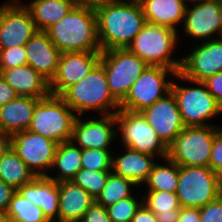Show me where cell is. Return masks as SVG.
<instances>
[{"mask_svg": "<svg viewBox=\"0 0 222 222\" xmlns=\"http://www.w3.org/2000/svg\"><path fill=\"white\" fill-rule=\"evenodd\" d=\"M94 10L101 51L127 48L146 23L137 3L115 0Z\"/></svg>", "mask_w": 222, "mask_h": 222, "instance_id": "6da1fadb", "label": "cell"}, {"mask_svg": "<svg viewBox=\"0 0 222 222\" xmlns=\"http://www.w3.org/2000/svg\"><path fill=\"white\" fill-rule=\"evenodd\" d=\"M46 32L62 53L101 51L93 8L76 4Z\"/></svg>", "mask_w": 222, "mask_h": 222, "instance_id": "7a4b0ae2", "label": "cell"}, {"mask_svg": "<svg viewBox=\"0 0 222 222\" xmlns=\"http://www.w3.org/2000/svg\"><path fill=\"white\" fill-rule=\"evenodd\" d=\"M60 97L80 116L89 111L109 115L120 110V103L110 92L106 72L100 62L83 79L68 87Z\"/></svg>", "mask_w": 222, "mask_h": 222, "instance_id": "3957f363", "label": "cell"}, {"mask_svg": "<svg viewBox=\"0 0 222 222\" xmlns=\"http://www.w3.org/2000/svg\"><path fill=\"white\" fill-rule=\"evenodd\" d=\"M178 35V31L171 28L146 22L127 49L148 65L179 72L182 58L172 55L178 44Z\"/></svg>", "mask_w": 222, "mask_h": 222, "instance_id": "277c9868", "label": "cell"}, {"mask_svg": "<svg viewBox=\"0 0 222 222\" xmlns=\"http://www.w3.org/2000/svg\"><path fill=\"white\" fill-rule=\"evenodd\" d=\"M174 78L194 84V87H185L172 82L171 91L177 100L184 126H211L212 124L207 121L222 113V107L208 91L206 85L203 82L189 80L179 72Z\"/></svg>", "mask_w": 222, "mask_h": 222, "instance_id": "5b68a950", "label": "cell"}, {"mask_svg": "<svg viewBox=\"0 0 222 222\" xmlns=\"http://www.w3.org/2000/svg\"><path fill=\"white\" fill-rule=\"evenodd\" d=\"M76 118L75 112L60 96L50 95L36 104L27 130L60 144L71 140Z\"/></svg>", "mask_w": 222, "mask_h": 222, "instance_id": "8992f818", "label": "cell"}, {"mask_svg": "<svg viewBox=\"0 0 222 222\" xmlns=\"http://www.w3.org/2000/svg\"><path fill=\"white\" fill-rule=\"evenodd\" d=\"M219 125L184 127L168 146L167 157L179 166L209 167L210 153Z\"/></svg>", "mask_w": 222, "mask_h": 222, "instance_id": "52a82bcc", "label": "cell"}, {"mask_svg": "<svg viewBox=\"0 0 222 222\" xmlns=\"http://www.w3.org/2000/svg\"><path fill=\"white\" fill-rule=\"evenodd\" d=\"M222 194V179L210 168L179 166L176 195L181 207L201 208Z\"/></svg>", "mask_w": 222, "mask_h": 222, "instance_id": "ba28073f", "label": "cell"}, {"mask_svg": "<svg viewBox=\"0 0 222 222\" xmlns=\"http://www.w3.org/2000/svg\"><path fill=\"white\" fill-rule=\"evenodd\" d=\"M100 63L106 72L110 92L119 103L125 99L131 86L148 66L127 48L101 51Z\"/></svg>", "mask_w": 222, "mask_h": 222, "instance_id": "9c48e42d", "label": "cell"}, {"mask_svg": "<svg viewBox=\"0 0 222 222\" xmlns=\"http://www.w3.org/2000/svg\"><path fill=\"white\" fill-rule=\"evenodd\" d=\"M117 133L123 146L144 154L164 159L168 155V147L158 137L152 126L141 112L120 109L116 113Z\"/></svg>", "mask_w": 222, "mask_h": 222, "instance_id": "30bf717a", "label": "cell"}, {"mask_svg": "<svg viewBox=\"0 0 222 222\" xmlns=\"http://www.w3.org/2000/svg\"><path fill=\"white\" fill-rule=\"evenodd\" d=\"M168 74L175 76L177 71L167 67L148 65L120 103V109L141 112L152 106L157 100L171 92L173 81L167 79Z\"/></svg>", "mask_w": 222, "mask_h": 222, "instance_id": "8fae6325", "label": "cell"}, {"mask_svg": "<svg viewBox=\"0 0 222 222\" xmlns=\"http://www.w3.org/2000/svg\"><path fill=\"white\" fill-rule=\"evenodd\" d=\"M10 147L34 175L40 177L47 176L46 171L52 168L58 143L25 130L10 137Z\"/></svg>", "mask_w": 222, "mask_h": 222, "instance_id": "7c38bea8", "label": "cell"}, {"mask_svg": "<svg viewBox=\"0 0 222 222\" xmlns=\"http://www.w3.org/2000/svg\"><path fill=\"white\" fill-rule=\"evenodd\" d=\"M37 31L23 2L7 0L0 5V49L25 45Z\"/></svg>", "mask_w": 222, "mask_h": 222, "instance_id": "4fadbf2b", "label": "cell"}, {"mask_svg": "<svg viewBox=\"0 0 222 222\" xmlns=\"http://www.w3.org/2000/svg\"><path fill=\"white\" fill-rule=\"evenodd\" d=\"M222 71V37L197 43L193 50L182 56L179 73L185 78L203 82Z\"/></svg>", "mask_w": 222, "mask_h": 222, "instance_id": "5bb4252c", "label": "cell"}, {"mask_svg": "<svg viewBox=\"0 0 222 222\" xmlns=\"http://www.w3.org/2000/svg\"><path fill=\"white\" fill-rule=\"evenodd\" d=\"M182 28L185 35L194 40H200V42L201 40L205 42L217 39L213 38L216 34L221 38L222 24L219 0H204L192 4L191 7L187 5Z\"/></svg>", "mask_w": 222, "mask_h": 222, "instance_id": "9a60e30c", "label": "cell"}, {"mask_svg": "<svg viewBox=\"0 0 222 222\" xmlns=\"http://www.w3.org/2000/svg\"><path fill=\"white\" fill-rule=\"evenodd\" d=\"M77 116L71 141L81 149H110L117 136L116 114L101 115L100 118L84 120Z\"/></svg>", "mask_w": 222, "mask_h": 222, "instance_id": "2e32d148", "label": "cell"}, {"mask_svg": "<svg viewBox=\"0 0 222 222\" xmlns=\"http://www.w3.org/2000/svg\"><path fill=\"white\" fill-rule=\"evenodd\" d=\"M101 59V51L61 53L56 73L49 82L51 95L60 96L83 79Z\"/></svg>", "mask_w": 222, "mask_h": 222, "instance_id": "e0dca14e", "label": "cell"}, {"mask_svg": "<svg viewBox=\"0 0 222 222\" xmlns=\"http://www.w3.org/2000/svg\"><path fill=\"white\" fill-rule=\"evenodd\" d=\"M141 113L167 147L185 127L172 91Z\"/></svg>", "mask_w": 222, "mask_h": 222, "instance_id": "ac0fdd59", "label": "cell"}, {"mask_svg": "<svg viewBox=\"0 0 222 222\" xmlns=\"http://www.w3.org/2000/svg\"><path fill=\"white\" fill-rule=\"evenodd\" d=\"M27 64L49 82L54 77L61 51L50 40L47 32L37 31L25 44Z\"/></svg>", "mask_w": 222, "mask_h": 222, "instance_id": "d6986e66", "label": "cell"}, {"mask_svg": "<svg viewBox=\"0 0 222 222\" xmlns=\"http://www.w3.org/2000/svg\"><path fill=\"white\" fill-rule=\"evenodd\" d=\"M17 191L33 205L40 207L49 222L58 221L59 182L47 176L35 177Z\"/></svg>", "mask_w": 222, "mask_h": 222, "instance_id": "ffe728a7", "label": "cell"}, {"mask_svg": "<svg viewBox=\"0 0 222 222\" xmlns=\"http://www.w3.org/2000/svg\"><path fill=\"white\" fill-rule=\"evenodd\" d=\"M0 74L19 96L43 99L51 95L49 81L28 64L3 69Z\"/></svg>", "mask_w": 222, "mask_h": 222, "instance_id": "44dd1931", "label": "cell"}, {"mask_svg": "<svg viewBox=\"0 0 222 222\" xmlns=\"http://www.w3.org/2000/svg\"><path fill=\"white\" fill-rule=\"evenodd\" d=\"M95 202L82 187L72 181L59 182V222H79Z\"/></svg>", "mask_w": 222, "mask_h": 222, "instance_id": "7402d4cb", "label": "cell"}, {"mask_svg": "<svg viewBox=\"0 0 222 222\" xmlns=\"http://www.w3.org/2000/svg\"><path fill=\"white\" fill-rule=\"evenodd\" d=\"M40 98L18 96L0 108V129L11 137L29 128Z\"/></svg>", "mask_w": 222, "mask_h": 222, "instance_id": "603a6c76", "label": "cell"}, {"mask_svg": "<svg viewBox=\"0 0 222 222\" xmlns=\"http://www.w3.org/2000/svg\"><path fill=\"white\" fill-rule=\"evenodd\" d=\"M125 152L112 155V172L142 186L153 169L155 157L122 146Z\"/></svg>", "mask_w": 222, "mask_h": 222, "instance_id": "cb8c5ba5", "label": "cell"}, {"mask_svg": "<svg viewBox=\"0 0 222 222\" xmlns=\"http://www.w3.org/2000/svg\"><path fill=\"white\" fill-rule=\"evenodd\" d=\"M140 6L146 22L175 31H178V24L183 25L187 5L182 0H145Z\"/></svg>", "mask_w": 222, "mask_h": 222, "instance_id": "d4e9b609", "label": "cell"}, {"mask_svg": "<svg viewBox=\"0 0 222 222\" xmlns=\"http://www.w3.org/2000/svg\"><path fill=\"white\" fill-rule=\"evenodd\" d=\"M76 0H31L29 9L38 31L46 32L76 5Z\"/></svg>", "mask_w": 222, "mask_h": 222, "instance_id": "484cf974", "label": "cell"}, {"mask_svg": "<svg viewBox=\"0 0 222 222\" xmlns=\"http://www.w3.org/2000/svg\"><path fill=\"white\" fill-rule=\"evenodd\" d=\"M82 149L71 140L58 144L51 169H58L57 174L48 178L58 182L71 181L81 166Z\"/></svg>", "mask_w": 222, "mask_h": 222, "instance_id": "4316f807", "label": "cell"}, {"mask_svg": "<svg viewBox=\"0 0 222 222\" xmlns=\"http://www.w3.org/2000/svg\"><path fill=\"white\" fill-rule=\"evenodd\" d=\"M36 176L9 146L0 158V179L18 190Z\"/></svg>", "mask_w": 222, "mask_h": 222, "instance_id": "83f0119b", "label": "cell"}, {"mask_svg": "<svg viewBox=\"0 0 222 222\" xmlns=\"http://www.w3.org/2000/svg\"><path fill=\"white\" fill-rule=\"evenodd\" d=\"M166 164L155 163L148 179L144 183L147 191H169L176 193L179 178V165L168 157ZM168 163V164H167Z\"/></svg>", "mask_w": 222, "mask_h": 222, "instance_id": "f1b7e54d", "label": "cell"}, {"mask_svg": "<svg viewBox=\"0 0 222 222\" xmlns=\"http://www.w3.org/2000/svg\"><path fill=\"white\" fill-rule=\"evenodd\" d=\"M136 186L131 180L111 172L101 193L95 199V202L104 207H108L122 199L131 197L133 195L131 188Z\"/></svg>", "mask_w": 222, "mask_h": 222, "instance_id": "f546056e", "label": "cell"}, {"mask_svg": "<svg viewBox=\"0 0 222 222\" xmlns=\"http://www.w3.org/2000/svg\"><path fill=\"white\" fill-rule=\"evenodd\" d=\"M6 215L10 222H49L42 209L16 191L9 203Z\"/></svg>", "mask_w": 222, "mask_h": 222, "instance_id": "4dcf8cb0", "label": "cell"}, {"mask_svg": "<svg viewBox=\"0 0 222 222\" xmlns=\"http://www.w3.org/2000/svg\"><path fill=\"white\" fill-rule=\"evenodd\" d=\"M112 170H87L81 168L71 181L86 190L93 198L101 193Z\"/></svg>", "mask_w": 222, "mask_h": 222, "instance_id": "1f68e13d", "label": "cell"}, {"mask_svg": "<svg viewBox=\"0 0 222 222\" xmlns=\"http://www.w3.org/2000/svg\"><path fill=\"white\" fill-rule=\"evenodd\" d=\"M141 197L143 204L153 213H166L169 210L181 209V204L176 193L169 191H145Z\"/></svg>", "mask_w": 222, "mask_h": 222, "instance_id": "d6a6232c", "label": "cell"}, {"mask_svg": "<svg viewBox=\"0 0 222 222\" xmlns=\"http://www.w3.org/2000/svg\"><path fill=\"white\" fill-rule=\"evenodd\" d=\"M111 149H82L81 166L87 170H112Z\"/></svg>", "mask_w": 222, "mask_h": 222, "instance_id": "836d02e7", "label": "cell"}, {"mask_svg": "<svg viewBox=\"0 0 222 222\" xmlns=\"http://www.w3.org/2000/svg\"><path fill=\"white\" fill-rule=\"evenodd\" d=\"M134 194L131 197L122 199L117 203L110 205L107 208L109 217L112 222H131L136 211L143 204V201H138Z\"/></svg>", "mask_w": 222, "mask_h": 222, "instance_id": "e575fe53", "label": "cell"}, {"mask_svg": "<svg viewBox=\"0 0 222 222\" xmlns=\"http://www.w3.org/2000/svg\"><path fill=\"white\" fill-rule=\"evenodd\" d=\"M27 64L25 45L0 49V72L3 69H11Z\"/></svg>", "mask_w": 222, "mask_h": 222, "instance_id": "d590c367", "label": "cell"}, {"mask_svg": "<svg viewBox=\"0 0 222 222\" xmlns=\"http://www.w3.org/2000/svg\"><path fill=\"white\" fill-rule=\"evenodd\" d=\"M200 222H222V194L199 208Z\"/></svg>", "mask_w": 222, "mask_h": 222, "instance_id": "8d00e7d4", "label": "cell"}, {"mask_svg": "<svg viewBox=\"0 0 222 222\" xmlns=\"http://www.w3.org/2000/svg\"><path fill=\"white\" fill-rule=\"evenodd\" d=\"M209 167L222 179V128L215 135Z\"/></svg>", "mask_w": 222, "mask_h": 222, "instance_id": "74e56055", "label": "cell"}, {"mask_svg": "<svg viewBox=\"0 0 222 222\" xmlns=\"http://www.w3.org/2000/svg\"><path fill=\"white\" fill-rule=\"evenodd\" d=\"M79 222H112L107 208L94 202Z\"/></svg>", "mask_w": 222, "mask_h": 222, "instance_id": "f35d334b", "label": "cell"}, {"mask_svg": "<svg viewBox=\"0 0 222 222\" xmlns=\"http://www.w3.org/2000/svg\"><path fill=\"white\" fill-rule=\"evenodd\" d=\"M208 91L222 107V71L203 81Z\"/></svg>", "mask_w": 222, "mask_h": 222, "instance_id": "ab89813d", "label": "cell"}, {"mask_svg": "<svg viewBox=\"0 0 222 222\" xmlns=\"http://www.w3.org/2000/svg\"><path fill=\"white\" fill-rule=\"evenodd\" d=\"M17 190L0 179V212L6 213L13 194Z\"/></svg>", "mask_w": 222, "mask_h": 222, "instance_id": "60d3db41", "label": "cell"}, {"mask_svg": "<svg viewBox=\"0 0 222 222\" xmlns=\"http://www.w3.org/2000/svg\"><path fill=\"white\" fill-rule=\"evenodd\" d=\"M19 95L16 91L5 81V79L0 74V108L16 99Z\"/></svg>", "mask_w": 222, "mask_h": 222, "instance_id": "b9f144b4", "label": "cell"}, {"mask_svg": "<svg viewBox=\"0 0 222 222\" xmlns=\"http://www.w3.org/2000/svg\"><path fill=\"white\" fill-rule=\"evenodd\" d=\"M177 222H200L199 208L181 207Z\"/></svg>", "mask_w": 222, "mask_h": 222, "instance_id": "7bdbcfd3", "label": "cell"}, {"mask_svg": "<svg viewBox=\"0 0 222 222\" xmlns=\"http://www.w3.org/2000/svg\"><path fill=\"white\" fill-rule=\"evenodd\" d=\"M131 222H158L155 214L144 204L136 211Z\"/></svg>", "mask_w": 222, "mask_h": 222, "instance_id": "ee69618b", "label": "cell"}, {"mask_svg": "<svg viewBox=\"0 0 222 222\" xmlns=\"http://www.w3.org/2000/svg\"><path fill=\"white\" fill-rule=\"evenodd\" d=\"M180 209L169 210L166 213H154L158 222H177Z\"/></svg>", "mask_w": 222, "mask_h": 222, "instance_id": "f6af8a7d", "label": "cell"}, {"mask_svg": "<svg viewBox=\"0 0 222 222\" xmlns=\"http://www.w3.org/2000/svg\"><path fill=\"white\" fill-rule=\"evenodd\" d=\"M115 0H76V3L81 6H86L90 8H97L101 5L108 4Z\"/></svg>", "mask_w": 222, "mask_h": 222, "instance_id": "bcb514c9", "label": "cell"}, {"mask_svg": "<svg viewBox=\"0 0 222 222\" xmlns=\"http://www.w3.org/2000/svg\"><path fill=\"white\" fill-rule=\"evenodd\" d=\"M10 146V137L8 135H0V158Z\"/></svg>", "mask_w": 222, "mask_h": 222, "instance_id": "7dc6e473", "label": "cell"}, {"mask_svg": "<svg viewBox=\"0 0 222 222\" xmlns=\"http://www.w3.org/2000/svg\"><path fill=\"white\" fill-rule=\"evenodd\" d=\"M0 222H10L6 213L0 212Z\"/></svg>", "mask_w": 222, "mask_h": 222, "instance_id": "c3c4849f", "label": "cell"}, {"mask_svg": "<svg viewBox=\"0 0 222 222\" xmlns=\"http://www.w3.org/2000/svg\"><path fill=\"white\" fill-rule=\"evenodd\" d=\"M120 1L128 2V3L141 4V3H142L143 1H145V0H120Z\"/></svg>", "mask_w": 222, "mask_h": 222, "instance_id": "681fc988", "label": "cell"}, {"mask_svg": "<svg viewBox=\"0 0 222 222\" xmlns=\"http://www.w3.org/2000/svg\"><path fill=\"white\" fill-rule=\"evenodd\" d=\"M186 5L189 3L188 2H191V4H194V3H199L201 1H204V0H182Z\"/></svg>", "mask_w": 222, "mask_h": 222, "instance_id": "f907efd6", "label": "cell"}, {"mask_svg": "<svg viewBox=\"0 0 222 222\" xmlns=\"http://www.w3.org/2000/svg\"><path fill=\"white\" fill-rule=\"evenodd\" d=\"M219 11L221 16V24H222V0H219Z\"/></svg>", "mask_w": 222, "mask_h": 222, "instance_id": "816d5d0a", "label": "cell"}, {"mask_svg": "<svg viewBox=\"0 0 222 222\" xmlns=\"http://www.w3.org/2000/svg\"><path fill=\"white\" fill-rule=\"evenodd\" d=\"M0 135H6V134H4V133L1 131V129H0Z\"/></svg>", "mask_w": 222, "mask_h": 222, "instance_id": "f5cc1de1", "label": "cell"}]
</instances>
